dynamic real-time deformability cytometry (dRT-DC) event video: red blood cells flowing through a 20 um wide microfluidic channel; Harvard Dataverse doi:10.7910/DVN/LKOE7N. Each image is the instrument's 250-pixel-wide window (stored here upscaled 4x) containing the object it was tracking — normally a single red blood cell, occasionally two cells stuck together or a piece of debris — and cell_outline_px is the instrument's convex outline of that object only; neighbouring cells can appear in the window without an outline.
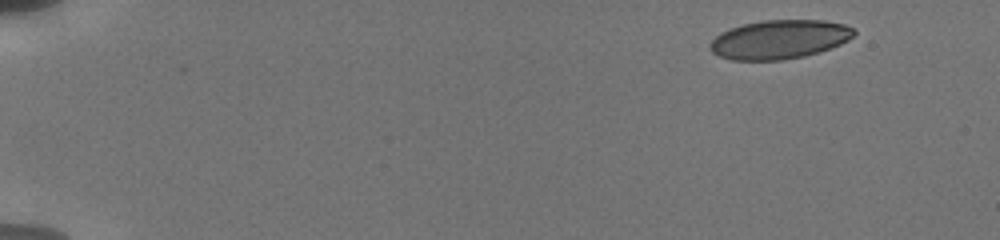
{"species": "human", "species_latin": "Homo sapiens", "temperature_condition": "cold", "stored_images_in_passage": 13, "camera_frame_rate_fps": 3000, "um_per_image_px": 0.085, "donor": {"sex": "male"}, "frame": {"image": 1, "passage_image": 1, "time_ms": 0.0, "image_size_px": [1000, 240], "cell_outline_px": [[856, 32], [848, 40], [840, 44], [804, 56], [780, 60], [732, 60], [720, 56], [712, 52], [708, 48], [708, 44], [720, 32], [728, 28], [744, 24], [764, 20], [824, 20], [844, 24], [852, 28]], "centroid_in_image_um": [66.2, 3.34], "position_along_channel_um": 18.8, "area_um2": 32.54}}
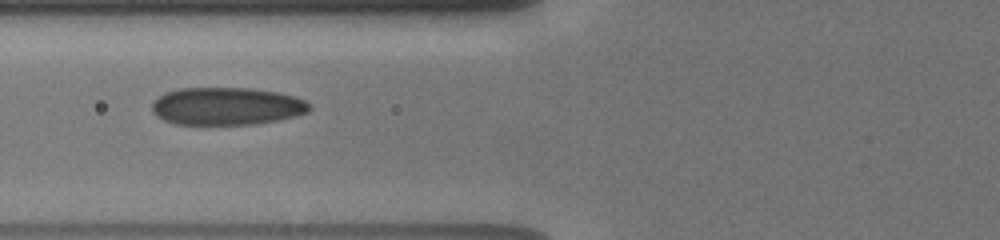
{"frame": {"image": 2, "passage_image": 11, "time_ms": 6.0, "image_size_px": [1000, 240], "cell_outline_px": [[312, 108], [308, 112], [296, 116], [256, 124], [176, 124], [164, 120], [156, 116], [152, 112], [152, 100], [164, 92], [180, 88], [252, 88], [280, 92], [304, 100], [312, 104]], "centroid_in_image_um": [19.26, 9.02], "position_along_channel_um": 106.5, "area_um2": 34.85}}
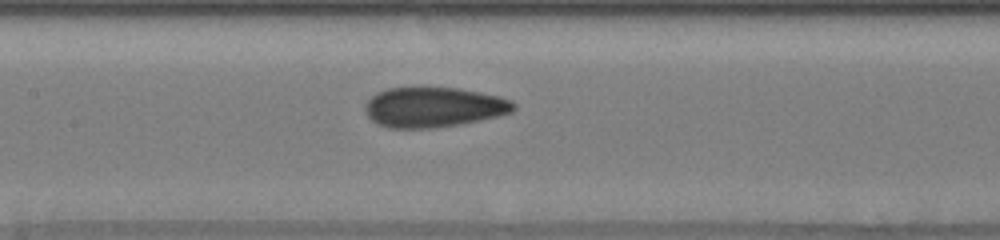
{"frame": {"image": 3, "passage_image": 13, "time_ms": 7.667, "image_size_px": [1000, 240], "cell_outline_px": [[516, 108], [512, 112], [496, 116], [456, 124], [432, 128], [388, 128], [372, 120], [368, 116], [364, 108], [368, 100], [376, 92], [388, 88], [460, 88], [500, 96], [512, 100], [516, 104]], "centroid_in_image_um": [36.86, 9.1], "position_along_channel_um": 170.5, "area_um2": 34.39}}